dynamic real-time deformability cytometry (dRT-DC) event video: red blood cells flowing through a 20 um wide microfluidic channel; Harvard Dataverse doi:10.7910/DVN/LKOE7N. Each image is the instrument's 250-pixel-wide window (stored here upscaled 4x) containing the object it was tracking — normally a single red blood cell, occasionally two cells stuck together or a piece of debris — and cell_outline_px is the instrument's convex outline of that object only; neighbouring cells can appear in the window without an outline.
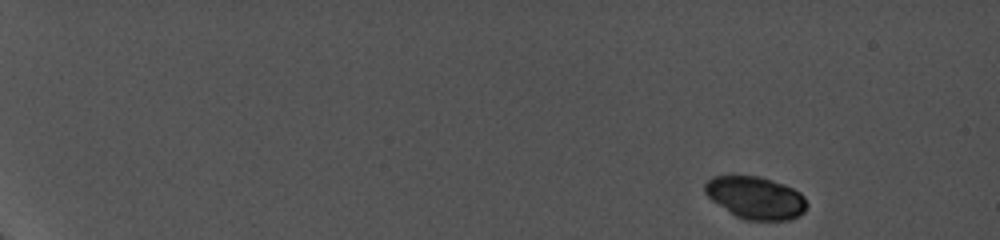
{"species": "common noctule bat (a hibernating species)", "species_latin": "Nyctalus noctula", "temperature_condition": "cold", "stored_images_in_passage": 16, "camera_frame_rate_fps": 5000, "um_per_image_px": 0.085, "animal": {"sex": "female", "body_mass_g": 19.0, "forearm_length_mm": 56.7}, "frame": {"image": 1, "passage_image": 1, "time_ms": 0.0, "image_size_px": [1000, 240], "cell_outline_px": [[808, 204], [804, 212], [800, 216], [792, 220], [744, 220], [736, 216], [712, 200], [704, 192], [704, 184], [712, 176], [732, 172], [760, 176], [784, 184], [800, 192], [804, 196]], "centroid_in_image_um": [64.21, 16.76], "position_along_channel_um": 20.8, "area_um2": 26.01}}
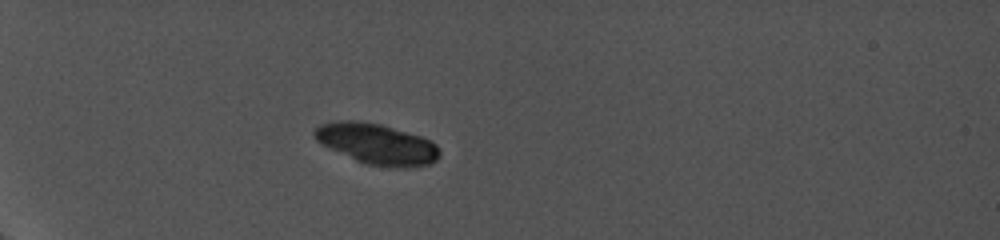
{"frame": {"image": 2, "passage_image": 12, "time_ms": 4.6, "image_size_px": [1000, 240], "cell_outline_px": [[440, 156], [436, 160], [428, 164], [412, 168], [396, 168], [368, 164], [356, 160], [316, 140], [312, 136], [312, 132], [320, 124], [336, 120], [360, 120], [380, 124], [420, 136], [436, 144], [440, 152]], "centroid_in_image_um": [32.04, 12.23], "position_along_channel_um": 53.0, "area_um2": 29.54}}